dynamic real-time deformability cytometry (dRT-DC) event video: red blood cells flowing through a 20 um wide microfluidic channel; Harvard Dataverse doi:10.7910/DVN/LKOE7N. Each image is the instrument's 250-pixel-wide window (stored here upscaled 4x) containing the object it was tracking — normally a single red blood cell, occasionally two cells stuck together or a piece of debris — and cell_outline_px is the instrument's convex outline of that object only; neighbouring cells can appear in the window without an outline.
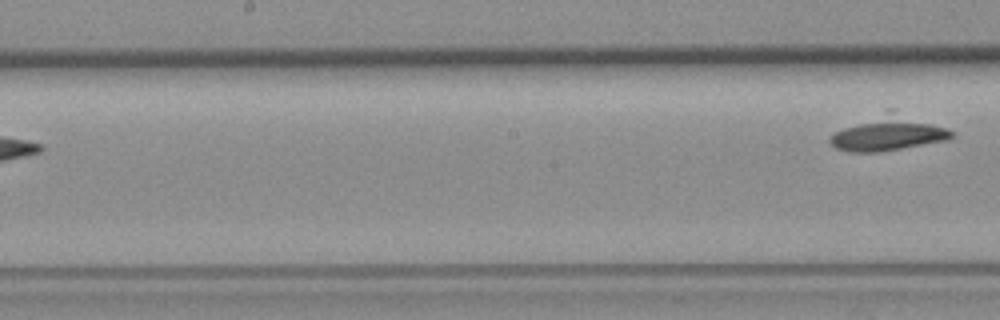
{"species": "common noctule bat (a hibernating species)", "species_latin": "Nyctalus noctula", "temperature_condition": "room temperature", "stored_images_in_passage": 6, "segment_of_instrument_passage": [2, 2], "camera_frame_rate_fps": 3000, "um_per_image_px": 0.085, "animal": {"sex": "female", "body_mass_g": 19.3, "forearm_length_mm": 54.1}, "frame": {"image": 1, "passage_image": 6, "time_ms": 6.0, "image_size_px": [1000, 320], "cell_outline_px": [[952, 136], [948, 140], [876, 152], [848, 152], [836, 148], [828, 140], [828, 136], [832, 132], [888, 108], [892, 108], [948, 128], [952, 132]], "centroid_in_image_um": [75.46, 11.29], "position_along_channel_um": 172.7, "area_um2": 24.97}}